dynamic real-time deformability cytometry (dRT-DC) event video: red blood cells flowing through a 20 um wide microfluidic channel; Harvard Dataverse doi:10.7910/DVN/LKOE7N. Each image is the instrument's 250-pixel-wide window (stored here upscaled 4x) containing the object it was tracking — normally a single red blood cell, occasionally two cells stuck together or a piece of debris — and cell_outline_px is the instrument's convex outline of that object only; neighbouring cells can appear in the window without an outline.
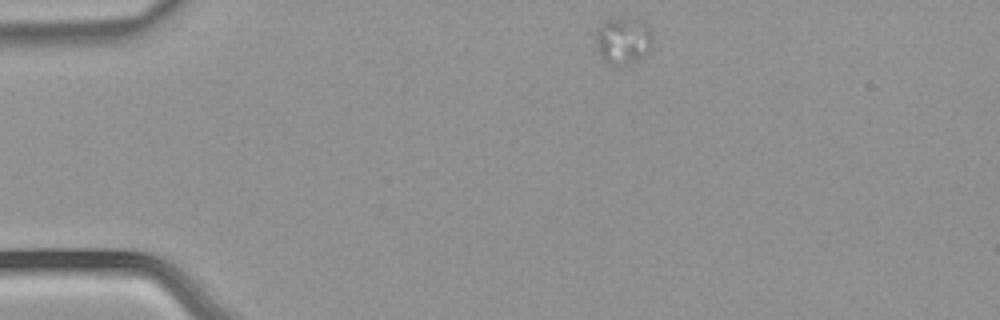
{"species": "common noctule bat (a hibernating species)", "species_latin": "Nyctalus noctula", "temperature_condition": "warm", "stored_images_in_passage": 2, "camera_frame_rate_fps": 3000, "um_per_image_px": 0.085, "animal": {"sex": "male", "body_mass_g": 21.5, "forearm_length_mm": 52.0}, "frame": {"image": 1, "passage_image": 1, "time_ms": 0.0, "image_size_px": [1000, 320], "cell_outline_px": [[652, 44], [636, 60], [624, 64], [608, 64], [600, 56], [596, 40], [596, 32], [600, 24], [608, 20], [640, 20], [648, 24], [652, 32]], "centroid_in_image_um": [52.96, 3.44], "position_along_channel_um": 32.0, "area_um2": 14.85}}